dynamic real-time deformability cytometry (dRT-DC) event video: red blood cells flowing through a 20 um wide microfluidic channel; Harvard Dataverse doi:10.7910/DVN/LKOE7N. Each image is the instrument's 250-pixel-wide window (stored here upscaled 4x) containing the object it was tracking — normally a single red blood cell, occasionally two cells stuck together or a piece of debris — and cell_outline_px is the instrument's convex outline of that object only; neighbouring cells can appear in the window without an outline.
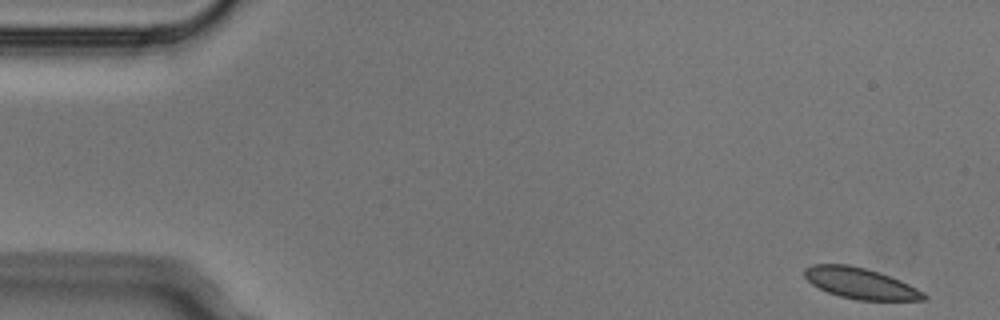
{"species": "Egyptian fruit bat (a non-hibernating species)", "species_latin": "Rousettus aegyptiacus", "temperature_condition": "cold", "stored_images_in_passage": 6, "camera_frame_rate_fps": 3000, "um_per_image_px": 0.085, "animal": {"sex": "male"}, "frame": {"image": 1, "passage_image": 1, "time_ms": 0.0, "image_size_px": [1000, 320], "cell_outline_px": [[928, 300], [856, 300], [840, 296], [828, 292], [812, 284], [804, 276], [804, 268], [812, 264], [848, 264], [880, 272], [900, 280], [924, 292], [928, 296]], "centroid_in_image_um": [73.15, 24.08], "position_along_channel_um": 11.9, "area_um2": 21.5}}
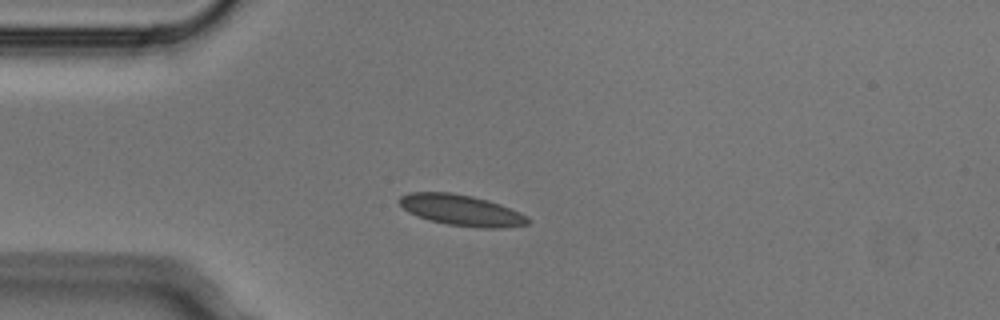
{"frame": {"image": 2, "passage_image": 4, "time_ms": 1.0, "image_size_px": [1000, 320], "cell_outline_px": [[532, 220], [528, 224], [504, 228], [480, 228], [448, 224], [428, 220], [408, 212], [400, 204], [400, 196], [408, 192], [452, 192], [472, 196], [488, 200], [500, 204], [520, 212], [528, 216]], "centroid_in_image_um": [39.26, 17.87], "position_along_channel_um": 45.7, "area_um2": 23.29}}
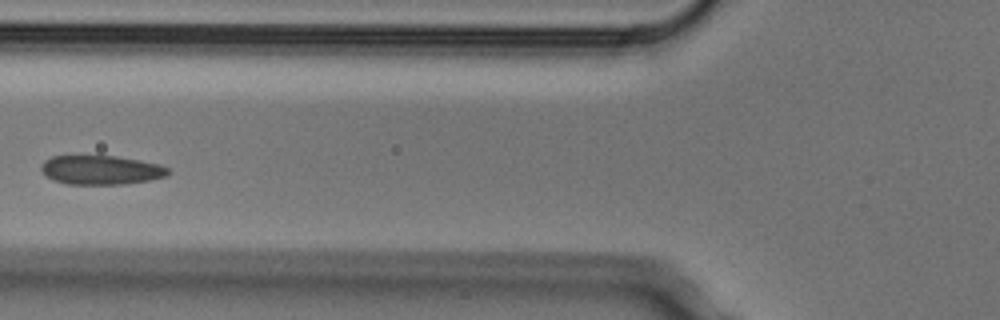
{"frame": {"image": 3, "passage_image": 6, "time_ms": 1.667, "image_size_px": [1000, 320], "cell_outline_px": [[172, 172], [168, 176], [152, 180], [124, 184], [68, 184], [52, 180], [40, 172], [40, 164], [44, 160], [52, 156], [116, 156], [140, 160], [160, 164], [168, 168]], "centroid_in_image_um": [8.59, 14.45], "position_along_channel_um": 117.2, "area_um2": 21.91}}